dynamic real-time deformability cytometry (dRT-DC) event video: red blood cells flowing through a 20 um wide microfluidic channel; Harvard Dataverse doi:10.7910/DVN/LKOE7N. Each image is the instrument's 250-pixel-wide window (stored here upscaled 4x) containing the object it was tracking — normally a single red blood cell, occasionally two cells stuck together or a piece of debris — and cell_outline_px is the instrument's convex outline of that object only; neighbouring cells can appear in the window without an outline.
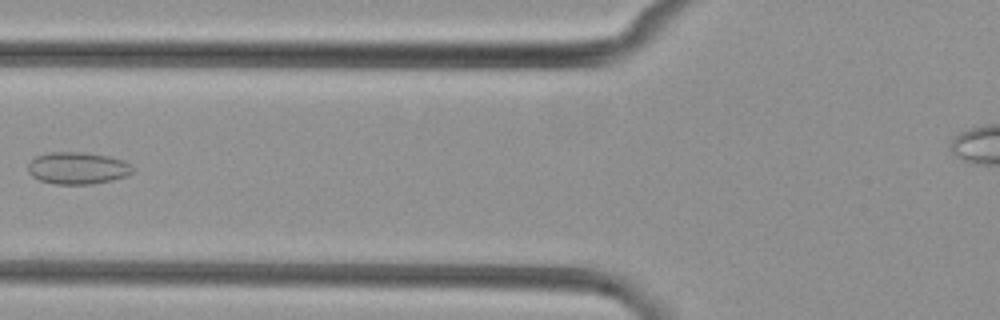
{"species": "common noctule bat (a hibernating species)", "species_latin": "Nyctalus noctula", "temperature_condition": "cold", "stored_images_in_passage": 6, "camera_frame_rate_fps": 3000, "um_per_image_px": 0.085, "animal": {"sex": "female", "body_mass_g": 29.2, "forearm_length_mm": 56.3}, "frame": {"image": 1, "passage_image": 5, "time_ms": 4.667, "image_size_px": [1000, 320], "cell_outline_px": [[132, 172], [124, 176], [112, 180], [92, 184], [56, 184], [40, 180], [32, 176], [28, 172], [28, 164], [36, 156], [48, 152], [84, 152], [108, 156], [124, 160], [132, 164]], "centroid_in_image_um": [6.59, 14.28], "position_along_channel_um": 119.2, "area_um2": 19.54}}
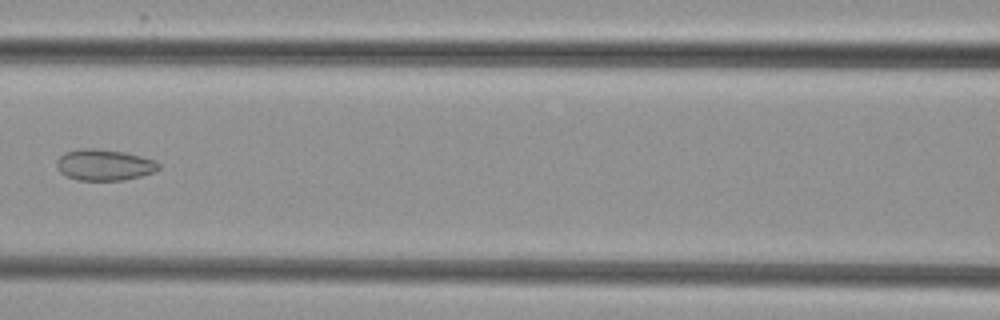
{"frame": {"image": 2, "passage_image": 6, "time_ms": 5.667, "image_size_px": [1000, 320], "cell_outline_px": [[160, 168], [152, 172], [140, 176], [124, 180], [76, 180], [60, 172], [56, 164], [56, 160], [64, 152], [80, 148], [96, 148], [124, 152], [156, 160], [160, 164]], "centroid_in_image_um": [8.85, 14.0], "position_along_channel_um": 157.8, "area_um2": 18.55}}